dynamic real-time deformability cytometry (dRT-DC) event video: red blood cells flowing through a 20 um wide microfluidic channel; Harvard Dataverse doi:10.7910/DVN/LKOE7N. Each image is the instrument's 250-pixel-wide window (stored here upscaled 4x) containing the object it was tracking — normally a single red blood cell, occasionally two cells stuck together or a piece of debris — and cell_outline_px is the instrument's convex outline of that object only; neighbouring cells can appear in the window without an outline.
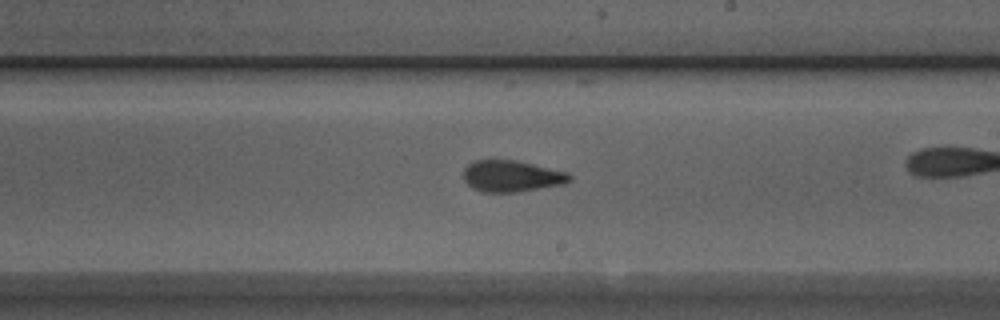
{"species": "Egyptian fruit bat (a non-hibernating species)", "species_latin": "Rousettus aegyptiacus", "temperature_condition": "room temperature", "stored_images_in_passage": 40, "camera_frame_rate_fps": 3000, "um_per_image_px": 0.085, "animal": {"sex": "male"}, "frame": {"image": 1, "passage_image": 29, "time_ms": 9.333, "image_size_px": [1000, 320], "cell_outline_px": [[572, 180], [564, 184], [516, 192], [484, 192], [472, 188], [464, 180], [464, 168], [468, 164], [476, 160], [516, 160], [568, 172], [572, 176]], "centroid_in_image_um": [43.5, 14.97], "position_along_channel_um": 245.5, "area_um2": 19.42}}